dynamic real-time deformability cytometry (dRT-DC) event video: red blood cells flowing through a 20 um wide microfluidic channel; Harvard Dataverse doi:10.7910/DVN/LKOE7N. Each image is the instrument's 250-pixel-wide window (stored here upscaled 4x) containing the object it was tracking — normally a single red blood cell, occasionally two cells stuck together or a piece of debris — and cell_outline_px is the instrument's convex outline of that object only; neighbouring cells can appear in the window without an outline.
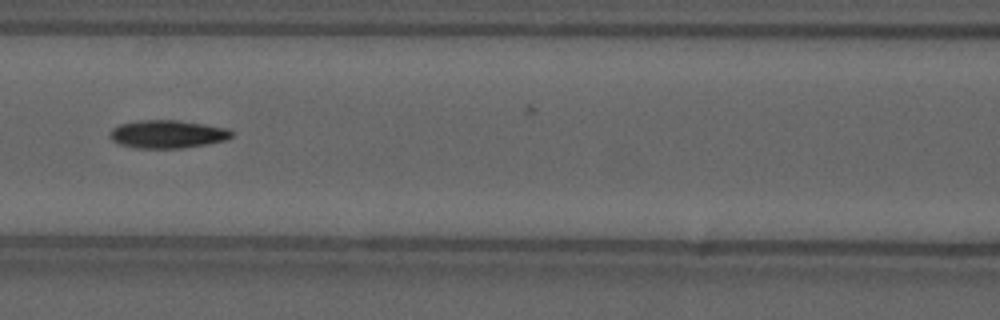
{"species": "common noctule bat (a hibernating species)", "species_latin": "Nyctalus noctula", "temperature_condition": "cold", "stored_images_in_passage": 43, "camera_frame_rate_fps": 3000, "um_per_image_px": 0.085, "animal": {"sex": "male", "forearm_length_mm": 52.5}, "frame": {"image": 1, "passage_image": 24, "time_ms": 7.667, "image_size_px": [1000, 320], "cell_outline_px": [[232, 136], [228, 140], [208, 144], [180, 148], [136, 148], [120, 144], [112, 140], [108, 136], [108, 132], [112, 128], [120, 124], [140, 120], [180, 120], [228, 128], [232, 132]], "centroid_in_image_um": [14.23, 11.4], "position_along_channel_um": 152.4, "area_um2": 20.06}}